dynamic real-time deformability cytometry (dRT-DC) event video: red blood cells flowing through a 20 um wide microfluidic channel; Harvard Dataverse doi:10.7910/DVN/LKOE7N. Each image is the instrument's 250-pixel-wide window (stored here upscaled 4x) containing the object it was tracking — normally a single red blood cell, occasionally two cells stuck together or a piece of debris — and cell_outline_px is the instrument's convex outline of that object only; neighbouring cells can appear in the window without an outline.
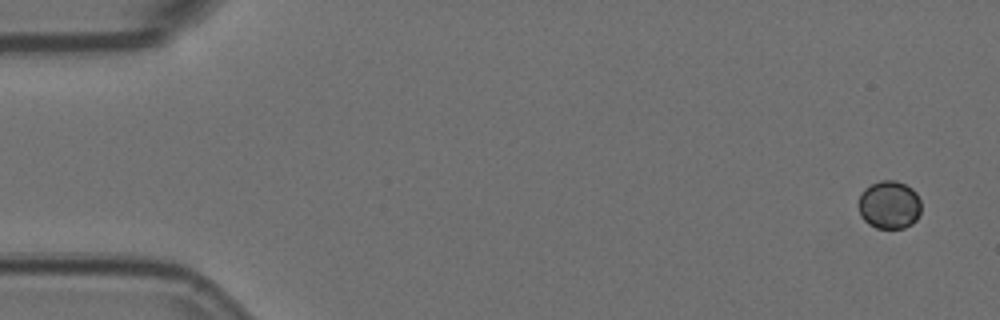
{"species": "Egyptian fruit bat (a non-hibernating species)", "species_latin": "Rousettus aegyptiacus", "temperature_condition": "room temperature", "stored_images_in_passage": 4, "camera_frame_rate_fps": 3000, "um_per_image_px": 0.085, "animal": {"sex": "female"}, "frame": {"image": 1, "passage_image": 1, "time_ms": 0.0, "image_size_px": [1000, 320], "cell_outline_px": [[920, 212], [916, 220], [912, 224], [904, 228], [876, 228], [868, 224], [860, 216], [856, 204], [860, 192], [864, 188], [880, 180], [896, 180], [912, 188], [916, 192], [920, 200]], "centroid_in_image_um": [75.54, 17.41], "position_along_channel_um": 9.5, "area_um2": 17.98}}